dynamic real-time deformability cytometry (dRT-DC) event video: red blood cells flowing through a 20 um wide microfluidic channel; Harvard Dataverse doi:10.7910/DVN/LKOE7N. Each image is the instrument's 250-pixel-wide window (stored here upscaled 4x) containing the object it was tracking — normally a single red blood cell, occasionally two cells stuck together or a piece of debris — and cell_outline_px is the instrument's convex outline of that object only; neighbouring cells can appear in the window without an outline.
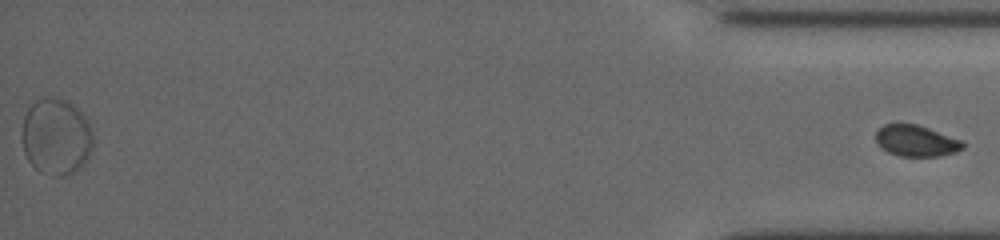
{"species": "common noctule bat (a hibernating species)", "species_latin": "Nyctalus noctula", "temperature_condition": "cold", "stored_images_in_passage": 80, "segment_of_instrument_passage": [2, 2], "camera_frame_rate_fps": 3000, "um_per_image_px": 0.085, "animal": {"sex": "female", "body_mass_g": 19.5, "forearm_length_mm": 54.1}, "frame": {"image": 1, "passage_image": 80, "time_ms": 12.0, "image_size_px": [1000, 240], "cell_outline_px": [[964, 148], [956, 152], [940, 156], [900, 156], [888, 152], [880, 148], [876, 140], [876, 132], [884, 124], [916, 124], [964, 140]], "centroid_in_image_um": [77.89, 11.98], "position_along_channel_um": 357.3, "area_um2": 15.9}}